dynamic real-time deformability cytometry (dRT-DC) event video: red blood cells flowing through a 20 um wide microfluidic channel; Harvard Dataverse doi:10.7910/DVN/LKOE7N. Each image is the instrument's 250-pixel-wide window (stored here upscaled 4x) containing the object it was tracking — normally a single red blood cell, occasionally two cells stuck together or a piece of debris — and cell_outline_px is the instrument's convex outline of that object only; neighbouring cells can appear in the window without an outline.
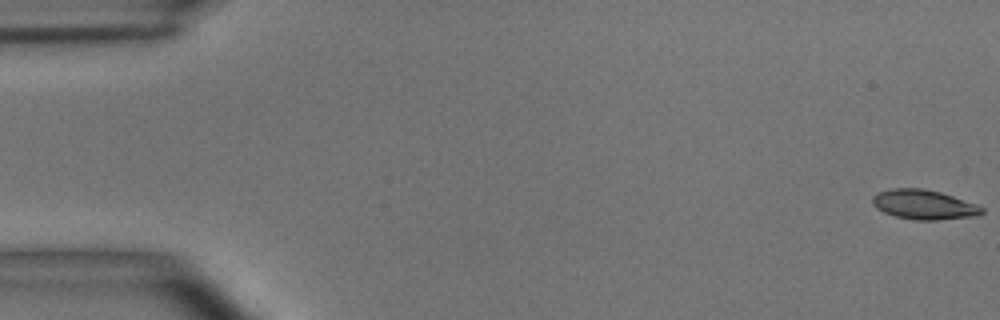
{"species": "common noctule bat (a hibernating species)", "species_latin": "Nyctalus noctula", "temperature_condition": "room temperature", "stored_images_in_passage": 8, "camera_frame_rate_fps": 3000, "um_per_image_px": 0.085, "animal": {"sex": "male", "body_mass_g": 15.6}, "frame": {"image": 1, "passage_image": 1, "time_ms": 0.0, "image_size_px": [1000, 320], "cell_outline_px": [[984, 212], [980, 216], [936, 220], [916, 220], [896, 216], [884, 212], [876, 208], [872, 204], [872, 196], [880, 192], [892, 188], [924, 188], [940, 192], [976, 204], [984, 208]], "centroid_in_image_um": [78.55, 17.4], "position_along_channel_um": 6.4, "area_um2": 18.9}}